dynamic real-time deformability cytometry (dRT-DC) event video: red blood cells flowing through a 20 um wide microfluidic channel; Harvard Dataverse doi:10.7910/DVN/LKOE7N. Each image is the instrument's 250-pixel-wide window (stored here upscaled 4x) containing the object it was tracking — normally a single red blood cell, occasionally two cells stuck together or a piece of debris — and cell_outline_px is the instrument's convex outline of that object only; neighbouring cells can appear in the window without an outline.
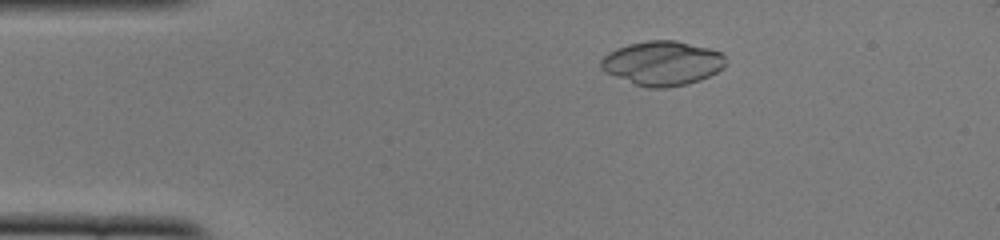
{"species": "common noctule bat (a hibernating species)", "species_latin": "Nyctalus noctula", "temperature_condition": "cold", "stored_images_in_passage": 52, "segment_of_instrument_passage": [1, 2], "camera_frame_rate_fps": 3000, "um_per_image_px": 0.085, "animal": {"sex": "female", "body_mass_g": 22.0, "forearm_length_mm": 56.7}, "frame": {"image": 1, "passage_image": 9, "time_ms": 2.667, "image_size_px": [1000, 240], "cell_outline_px": [[724, 68], [700, 80], [688, 84], [668, 88], [648, 88], [636, 84], [604, 72], [600, 68], [600, 60], [608, 52], [616, 48], [628, 44], [648, 40], [676, 40], [708, 48], [720, 52], [724, 56]], "centroid_in_image_um": [56.27, 5.37], "position_along_channel_um": 28.7, "area_um2": 32.25}}